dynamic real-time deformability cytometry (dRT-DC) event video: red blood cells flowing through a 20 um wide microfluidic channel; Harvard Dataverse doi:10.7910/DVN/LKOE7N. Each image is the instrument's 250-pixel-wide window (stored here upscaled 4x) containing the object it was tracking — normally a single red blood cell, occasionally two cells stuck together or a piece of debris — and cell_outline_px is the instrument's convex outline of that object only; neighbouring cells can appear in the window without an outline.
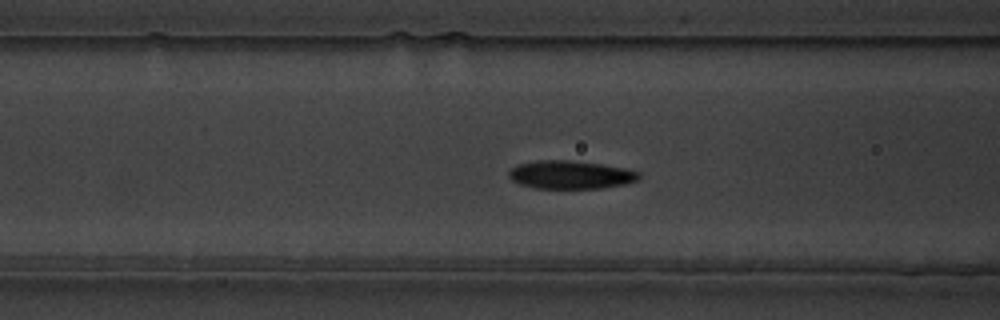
{"species": "common noctule bat (a hibernating species)", "species_latin": "Nyctalus noctula", "temperature_condition": "warm", "stored_images_in_passage": 57, "camera_frame_rate_fps": 3000, "um_per_image_px": 0.085, "animal": {"sex": "male", "body_mass_g": 19.5, "forearm_length_mm": 54.6}, "frame": {"image": 1, "passage_image": 21, "time_ms": 6.667, "image_size_px": [1000, 320], "cell_outline_px": [[640, 180], [624, 184], [604, 188], [536, 188], [520, 184], [512, 180], [508, 176], [508, 172], [516, 164], [536, 160], [568, 160], [600, 164], [624, 168], [640, 172]], "centroid_in_image_um": [48.49, 14.85], "position_along_channel_um": 118.1, "area_um2": 21.44}}
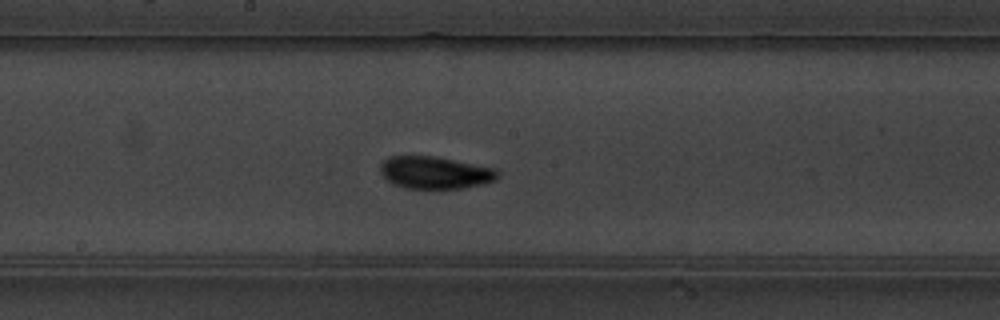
{"frame": {"image": 2, "passage_image": 29, "time_ms": 9.333, "image_size_px": [1000, 320], "cell_outline_px": [[500, 176], [496, 180], [464, 188], [404, 188], [392, 184], [380, 172], [380, 164], [388, 156], [436, 156], [492, 168], [500, 172]], "centroid_in_image_um": [36.95, 14.67], "position_along_channel_um": 211.2, "area_um2": 22.02}}
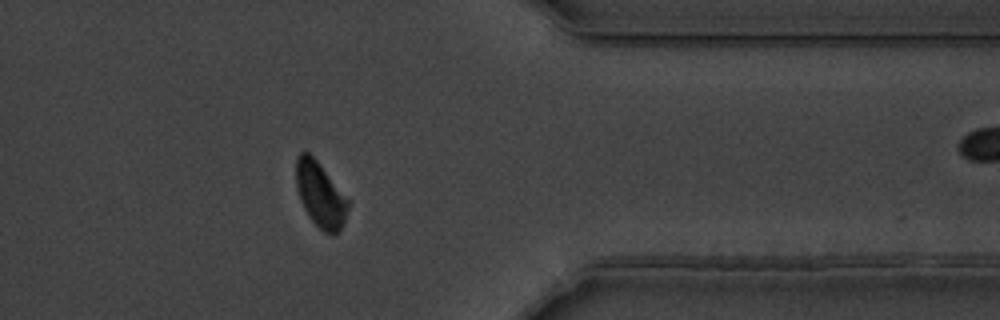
{"frame": {"image": 3, "passage_image": 45, "time_ms": 14.667, "image_size_px": [1000, 320], "cell_outline_px": [[348, 208], [344, 224], [336, 232], [324, 232], [308, 216], [300, 200], [296, 188], [296, 156], [300, 152], [308, 152], [316, 160], [348, 200]], "centroid_in_image_um": [27.19, 16.53], "position_along_channel_um": 384.2, "area_um2": 19.19}, "authors_computed_cell_mechanics": {"area_um2": 20.9814, "velocity_mm_per_s": 3.4977, "shape_relaxation_time_tau1_ms": 3.8638, "shape_relaxation_time_tau2_ms": 2.2048, "deformation_change_tau1": 0.1542, "deformation_change_tau2": 0.068}}